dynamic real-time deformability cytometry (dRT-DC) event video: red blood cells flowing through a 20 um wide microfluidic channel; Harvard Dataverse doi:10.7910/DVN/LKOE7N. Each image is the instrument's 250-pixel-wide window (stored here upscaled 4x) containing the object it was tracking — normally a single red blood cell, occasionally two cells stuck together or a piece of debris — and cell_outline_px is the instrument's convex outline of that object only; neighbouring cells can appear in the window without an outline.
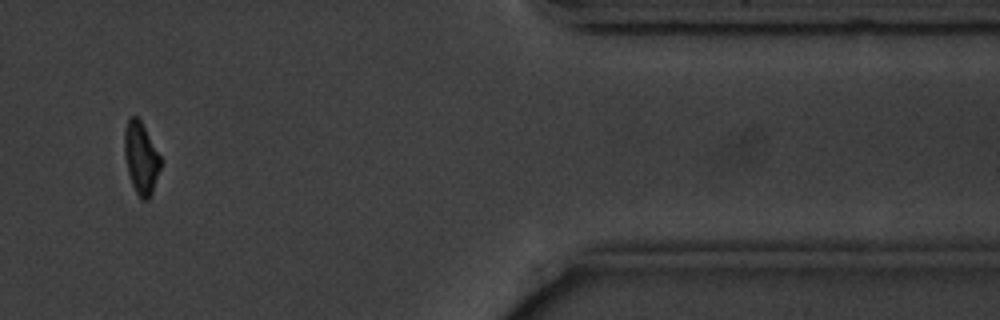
{"species": "common noctule bat (a hibernating species)", "species_latin": "Nyctalus noctula", "temperature_condition": "cold", "stored_images_in_passage": 12, "camera_frame_rate_fps": 3000, "um_per_image_px": 0.085, "animal": {"sex": "male", "body_mass_g": 20.1, "forearm_length_mm": 53.5}, "frame": {"image": 1, "passage_image": 10, "time_ms": 11.333, "image_size_px": [1000, 320], "cell_outline_px": [[160, 168], [152, 192], [148, 200], [140, 200], [132, 184], [128, 172], [124, 156], [124, 128], [128, 116], [136, 116], [140, 120], [160, 156]], "centroid_in_image_um": [11.95, 13.42], "position_along_channel_um": 399.4, "area_um2": 15.03}, "authors_computed_cell_mechanics": {"area_um2": 16.4152, "velocity_mm_per_s": 3.6078, "shape_relaxation_time_tau1_ms": 1.8313, "shape_relaxation_time_tau2_ms": null, "deformation_change_tau1": 0.0862, "deformation_change_tau2": null}}